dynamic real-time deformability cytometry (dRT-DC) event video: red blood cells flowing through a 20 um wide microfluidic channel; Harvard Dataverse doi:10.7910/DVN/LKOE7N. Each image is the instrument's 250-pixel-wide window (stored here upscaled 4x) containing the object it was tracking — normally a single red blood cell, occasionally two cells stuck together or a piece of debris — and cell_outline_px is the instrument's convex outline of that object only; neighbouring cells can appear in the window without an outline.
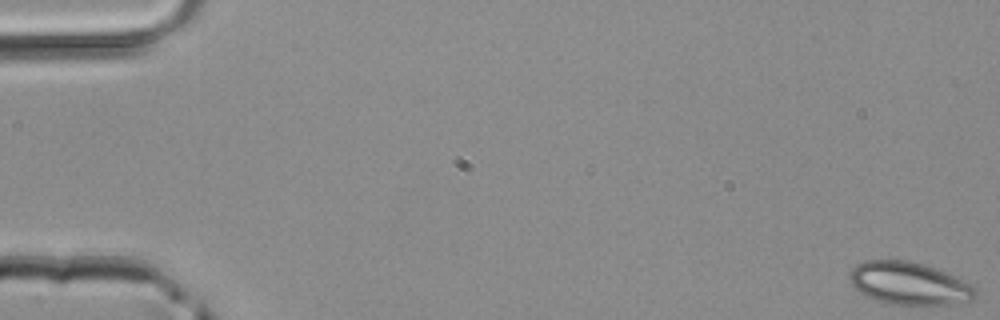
{"species": "common noctule bat (a hibernating species)", "species_latin": "Nyctalus noctula", "temperature_condition": "room temperature", "stored_images_in_passage": 4, "camera_frame_rate_fps": 3000, "um_per_image_px": 0.085, "animal": {"sex": "male", "body_mass_g": 20.4}, "frame": {"image": 1, "passage_image": 1, "time_ms": 0.0, "image_size_px": [1000, 320], "cell_outline_px": [[976, 296], [972, 300], [952, 304], [892, 304], [876, 300], [860, 292], [852, 284], [848, 276], [852, 268], [856, 264], [864, 260], [908, 260], [924, 264], [944, 272], [976, 288]], "centroid_in_image_um": [77.23, 24.08], "position_along_channel_um": 7.8, "area_um2": 30.81}}